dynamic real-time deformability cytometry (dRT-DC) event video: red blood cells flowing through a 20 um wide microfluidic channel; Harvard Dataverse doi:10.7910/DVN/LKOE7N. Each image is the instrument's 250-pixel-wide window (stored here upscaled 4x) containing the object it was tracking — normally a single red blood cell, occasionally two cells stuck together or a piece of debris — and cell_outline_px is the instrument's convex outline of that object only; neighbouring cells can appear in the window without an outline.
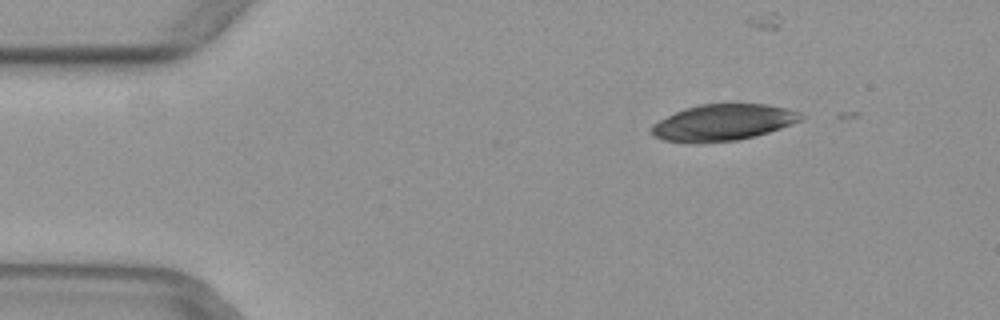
{"species": "common noctule bat (a hibernating species)", "species_latin": "Nyctalus noctula", "temperature_condition": "warm", "stored_images_in_passage": 2, "camera_frame_rate_fps": 3000, "um_per_image_px": 0.085, "animal": {"sex": "female", "body_mass_g": 29.2, "forearm_length_mm": 56.3}, "frame": {"image": 1, "passage_image": 1, "time_ms": 0.0, "image_size_px": [1000, 320], "cell_outline_px": [[804, 120], [756, 136], [736, 140], [704, 144], [696, 144], [664, 140], [652, 136], [652, 124], [684, 108], [700, 104], [768, 104], [788, 108], [800, 112], [804, 116]], "centroid_in_image_um": [61.48, 10.42], "position_along_channel_um": 23.5, "area_um2": 31.96}}